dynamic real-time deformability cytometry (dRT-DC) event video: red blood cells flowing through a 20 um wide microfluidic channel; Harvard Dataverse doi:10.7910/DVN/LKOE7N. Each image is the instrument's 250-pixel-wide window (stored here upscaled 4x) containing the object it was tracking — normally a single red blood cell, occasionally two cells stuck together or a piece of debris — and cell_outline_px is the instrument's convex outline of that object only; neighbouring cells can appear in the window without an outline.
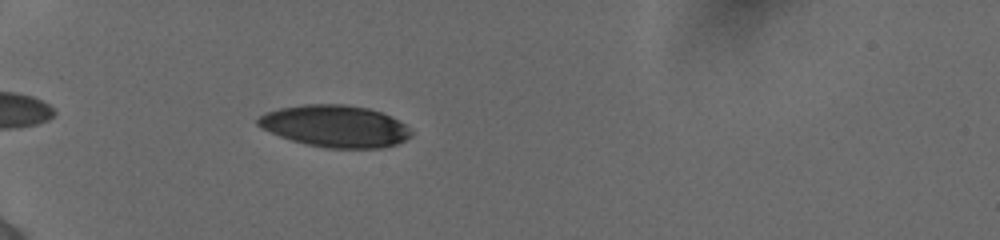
{"species": "human", "species_latin": "Homo sapiens", "temperature_condition": "cold", "stored_images_in_passage": 40, "camera_frame_rate_fps": 3000, "um_per_image_px": 0.085, "donor": {"sex": "female"}, "frame": {"image": 1, "passage_image": 4, "time_ms": 1.0, "image_size_px": [1000, 240], "cell_outline_px": [[412, 136], [396, 144], [384, 148], [324, 148], [292, 140], [280, 136], [260, 128], [256, 124], [256, 120], [264, 112], [280, 108], [304, 104], [344, 104], [368, 108], [380, 112], [404, 124], [412, 132]], "centroid_in_image_um": [28.45, 10.72], "position_along_channel_um": 56.6, "area_um2": 37.34}}
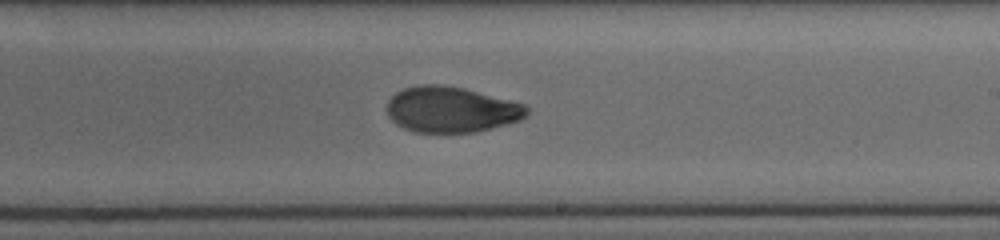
{"frame": {"image": 2, "passage_image": 21, "time_ms": 6.667, "image_size_px": [1000, 240], "cell_outline_px": [[528, 112], [520, 120], [476, 132], [416, 132], [404, 128], [396, 124], [388, 116], [388, 100], [396, 92], [404, 88], [416, 84], [444, 84], [464, 88], [524, 104], [528, 108]], "centroid_in_image_um": [38.32, 9.3], "position_along_channel_um": 250.7, "area_um2": 37.17}}
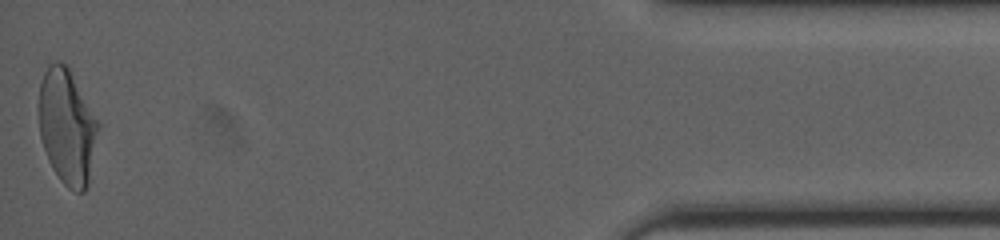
{"frame": {"image": 3, "passage_image": 40, "time_ms": 13.0, "image_size_px": [1000, 240], "cell_outline_px": [[100, 124], [88, 184], [84, 192], [76, 192], [68, 188], [60, 180], [52, 168], [48, 160], [40, 136], [40, 84], [44, 72], [48, 64], [56, 60], [60, 60], [68, 64]], "centroid_in_image_um": [5.72, 10.74], "position_along_channel_um": 429.5, "area_um2": 40.0}, "authors_computed_cell_mechanics": {"area_um2": 38.2058, "velocity_mm_per_s": 3.884, "shape_relaxation_time_tau1_ms": 4.4203, "shape_relaxation_time_tau2_ms": 1.9687, "deformation_change_tau1": 0.1649, "deformation_change_tau2": 0.0613}}